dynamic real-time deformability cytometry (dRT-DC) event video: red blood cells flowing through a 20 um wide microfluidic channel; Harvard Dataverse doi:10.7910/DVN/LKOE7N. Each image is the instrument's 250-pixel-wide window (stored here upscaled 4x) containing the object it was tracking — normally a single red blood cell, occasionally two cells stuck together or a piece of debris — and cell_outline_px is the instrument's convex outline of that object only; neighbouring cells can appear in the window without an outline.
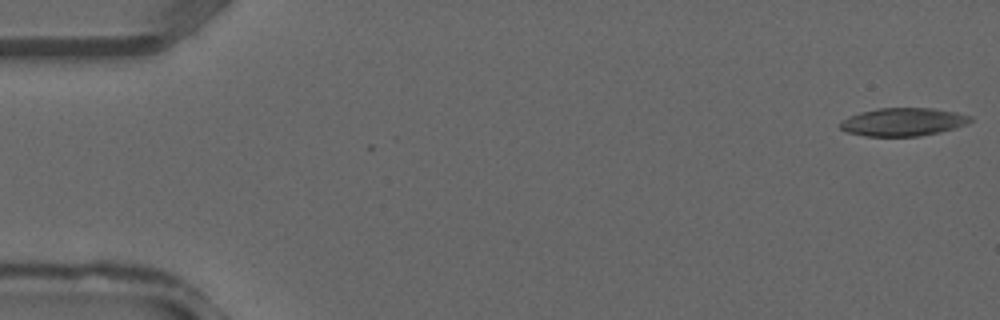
{"species": "common noctule bat (a hibernating species)", "species_latin": "Nyctalus noctula", "temperature_condition": "warm", "stored_images_in_passage": 11, "camera_frame_rate_fps": 3000, "um_per_image_px": 0.085, "animal": {"sex": "male", "forearm_length_mm": 52.5}, "frame": {"image": 1, "passage_image": 1, "time_ms": 0.0, "image_size_px": [1000, 320], "cell_outline_px": [[972, 120], [968, 124], [940, 132], [920, 136], [864, 136], [848, 132], [840, 128], [840, 120], [848, 116], [860, 112], [876, 108], [932, 108], [956, 112], [972, 116]], "centroid_in_image_um": [76.76, 10.36], "position_along_channel_um": 8.2, "area_um2": 21.44}}
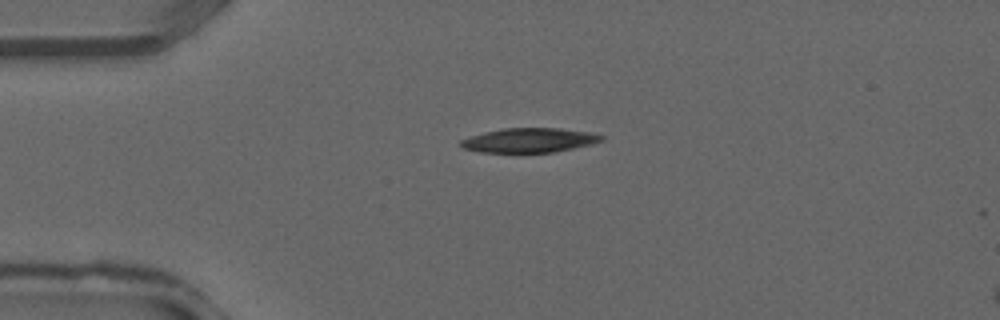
{"frame": {"image": 2, "passage_image": 9, "time_ms": 2.667, "image_size_px": [1000, 320], "cell_outline_px": [[604, 140], [592, 144], [552, 152], [480, 152], [464, 148], [460, 144], [460, 140], [484, 132], [504, 128], [560, 128], [592, 132], [604, 136]], "centroid_in_image_um": [45.03, 11.91], "position_along_channel_um": 40.0, "area_um2": 19.88}}